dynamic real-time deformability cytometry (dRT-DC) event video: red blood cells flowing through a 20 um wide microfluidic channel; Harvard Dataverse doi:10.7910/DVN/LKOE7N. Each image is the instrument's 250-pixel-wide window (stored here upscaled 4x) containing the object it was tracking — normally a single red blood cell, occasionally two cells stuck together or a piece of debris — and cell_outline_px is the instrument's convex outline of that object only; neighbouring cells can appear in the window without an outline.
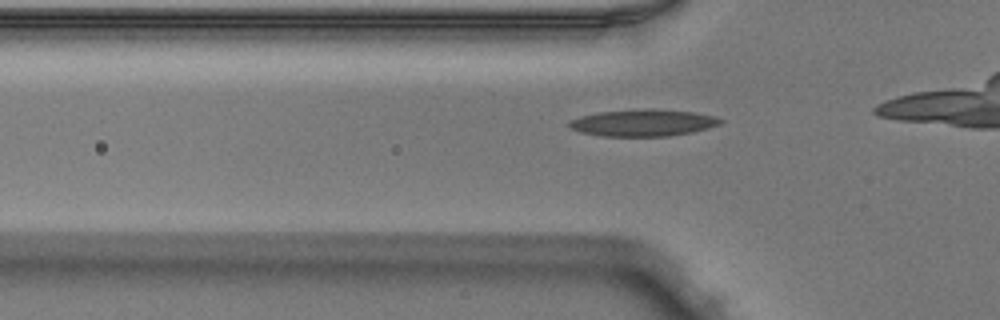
{"species": "Egyptian fruit bat (a non-hibernating species)", "species_latin": "Rousettus aegyptiacus", "temperature_condition": "warm", "stored_images_in_passage": 15, "camera_frame_rate_fps": 3000, "um_per_image_px": 0.085, "animal": {"sex": "male"}, "frame": {"image": 1, "passage_image": 10, "time_ms": 3.0, "image_size_px": [1000, 320], "cell_outline_px": [[724, 120], [720, 124], [708, 128], [692, 132], [668, 136], [600, 136], [580, 132], [572, 128], [568, 124], [568, 120], [580, 116], [600, 112], [648, 108], [692, 112], [716, 116]], "centroid_in_image_um": [54.66, 10.43], "position_along_channel_um": 71.1, "area_um2": 23.64}}
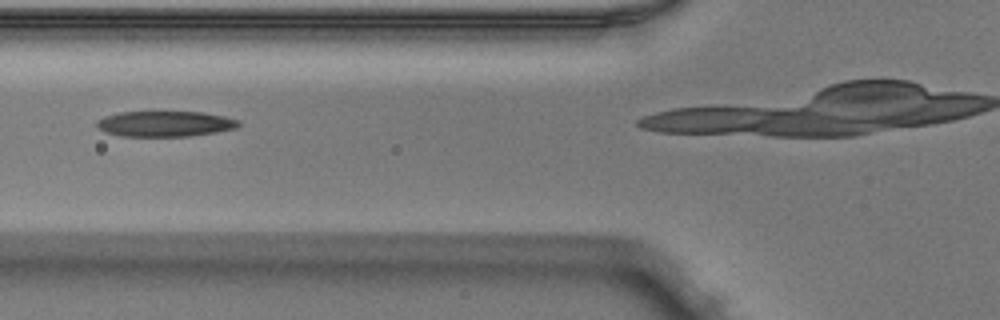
{"frame": {"image": 2, "passage_image": 13, "time_ms": 4.0, "image_size_px": [1000, 320], "cell_outline_px": [[240, 124], [236, 128], [216, 132], [188, 136], [120, 136], [108, 132], [100, 128], [96, 124], [96, 120], [104, 116], [120, 112], [204, 112], [224, 116], [240, 120]], "centroid_in_image_um": [14.05, 10.52], "position_along_channel_um": 111.7, "area_um2": 21.04}}